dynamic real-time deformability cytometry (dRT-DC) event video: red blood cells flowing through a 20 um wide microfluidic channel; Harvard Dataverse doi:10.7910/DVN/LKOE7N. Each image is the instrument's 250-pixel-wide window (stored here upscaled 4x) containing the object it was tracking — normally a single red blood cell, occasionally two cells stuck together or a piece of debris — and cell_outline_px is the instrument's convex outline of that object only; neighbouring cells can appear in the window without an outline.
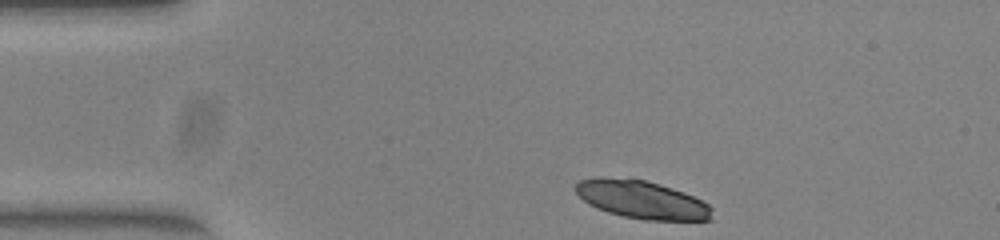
{"species": "common noctule bat (a hibernating species)", "species_latin": "Nyctalus noctula", "temperature_condition": "warm", "stored_images_in_passage": 36, "camera_frame_rate_fps": 3000, "um_per_image_px": 0.085, "animal": {"sex": "female", "body_mass_g": 23.0, "forearm_length_mm": 53.4}, "frame": {"image": 1, "passage_image": 1, "time_ms": 0.0, "image_size_px": [1000, 240], "cell_outline_px": [[712, 220], [644, 220], [624, 216], [608, 212], [588, 204], [576, 192], [576, 184], [580, 180], [644, 180], [672, 188], [692, 196], [708, 204], [712, 208]], "centroid_in_image_um": [54.64, 17.03], "position_along_channel_um": 30.4, "area_um2": 29.02}}